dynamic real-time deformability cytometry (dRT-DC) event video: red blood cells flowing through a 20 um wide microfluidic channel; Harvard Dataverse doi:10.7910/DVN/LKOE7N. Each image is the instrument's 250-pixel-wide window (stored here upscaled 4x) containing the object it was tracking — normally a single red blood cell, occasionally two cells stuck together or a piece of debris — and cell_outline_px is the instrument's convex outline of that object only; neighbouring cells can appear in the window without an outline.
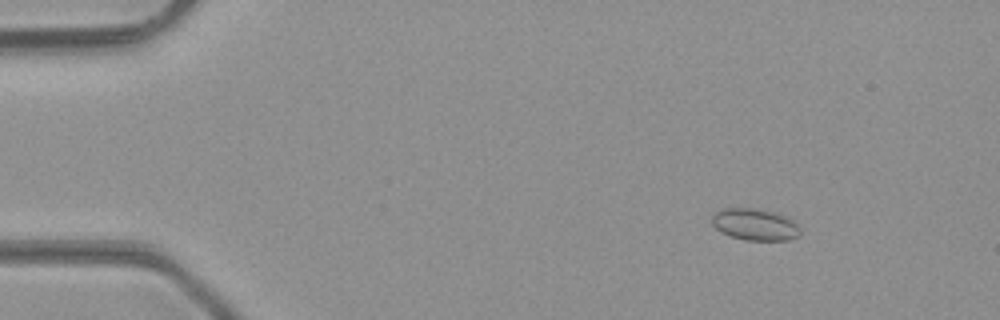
{"species": "common noctule bat (a hibernating species)", "species_latin": "Nyctalus noctula", "temperature_condition": "room temperature", "stored_images_in_passage": 49, "camera_frame_rate_fps": 3000, "um_per_image_px": 0.085, "animal": {"sex": "male", "body_mass_g": 23.1, "forearm_length_mm": 52.7}, "frame": {"image": 1, "passage_image": 7, "time_ms": 2.0, "image_size_px": [1000, 320], "cell_outline_px": [[800, 232], [796, 236], [788, 240], [744, 240], [732, 236], [716, 228], [712, 224], [712, 216], [720, 208], [752, 208], [776, 212], [792, 220], [800, 228]], "centroid_in_image_um": [64.16, 19.07], "position_along_channel_um": 20.8, "area_um2": 16.13}}
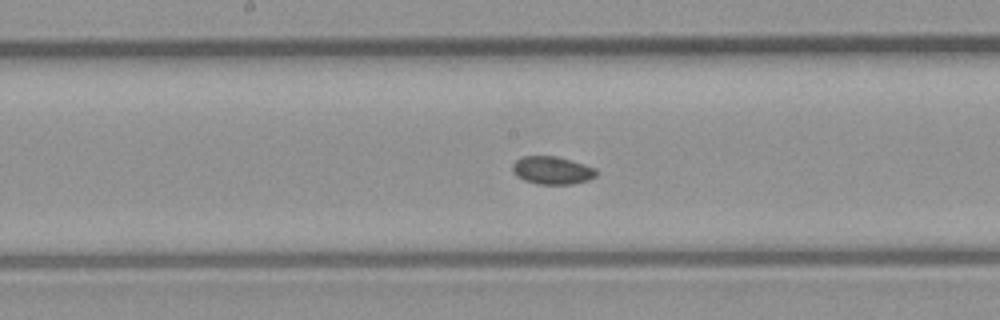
{"frame": {"image": 2, "passage_image": 26, "time_ms": 8.333, "image_size_px": [1000, 320], "cell_outline_px": [[600, 172], [596, 176], [588, 180], [572, 184], [536, 184], [524, 180], [516, 176], [512, 172], [512, 164], [520, 156], [556, 156], [584, 164], [596, 168]], "centroid_in_image_um": [46.93, 14.48], "position_along_channel_um": 201.3, "area_um2": 13.81}}
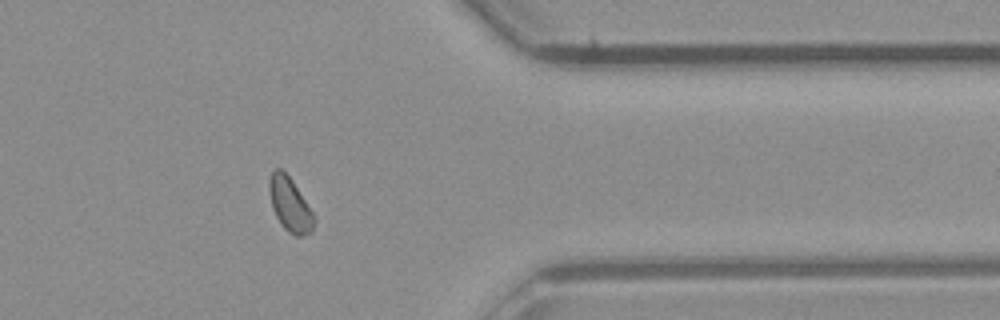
{"frame": {"image": 3, "passage_image": 40, "time_ms": 13.0, "image_size_px": [1000, 320], "cell_outline_px": [[312, 232], [300, 236], [296, 236], [288, 232], [280, 224], [272, 208], [268, 188], [268, 180], [272, 172], [276, 168], [280, 168], [292, 180], [312, 212]], "centroid_in_image_um": [24.58, 17.37], "position_along_channel_um": 386.8, "area_um2": 13.76}}